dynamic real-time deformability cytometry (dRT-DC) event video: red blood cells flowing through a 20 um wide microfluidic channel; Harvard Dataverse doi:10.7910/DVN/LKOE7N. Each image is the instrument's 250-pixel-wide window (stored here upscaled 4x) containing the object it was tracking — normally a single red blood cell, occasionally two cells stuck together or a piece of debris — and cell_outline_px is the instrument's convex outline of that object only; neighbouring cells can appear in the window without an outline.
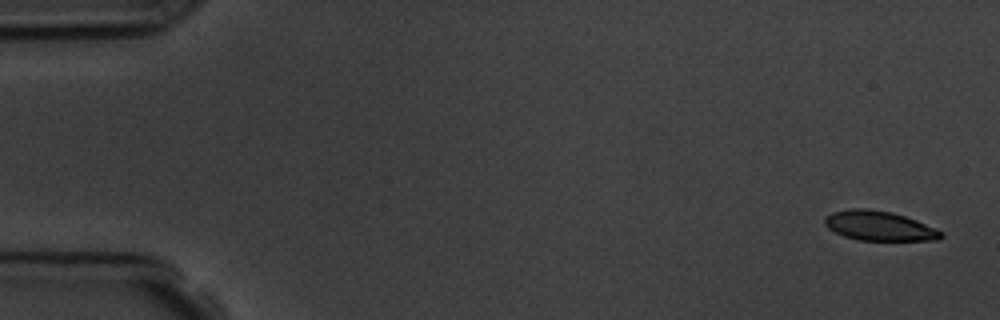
{"species": "common noctule bat (a hibernating species)", "species_latin": "Nyctalus noctula", "temperature_condition": "room temperature", "stored_images_in_passage": 5, "camera_frame_rate_fps": 3000, "um_per_image_px": 0.085, "animal": {"sex": "male", "body_mass_g": 19.5, "forearm_length_mm": 54.6}, "frame": {"image": 1, "passage_image": 1, "time_ms": 0.0, "image_size_px": [1000, 320], "cell_outline_px": [[944, 236], [936, 240], [856, 240], [844, 236], [828, 228], [824, 224], [824, 216], [832, 212], [852, 208], [864, 208], [892, 212], [916, 220], [944, 232]], "centroid_in_image_um": [74.71, 19.19], "position_along_channel_um": 10.3, "area_um2": 20.06}}
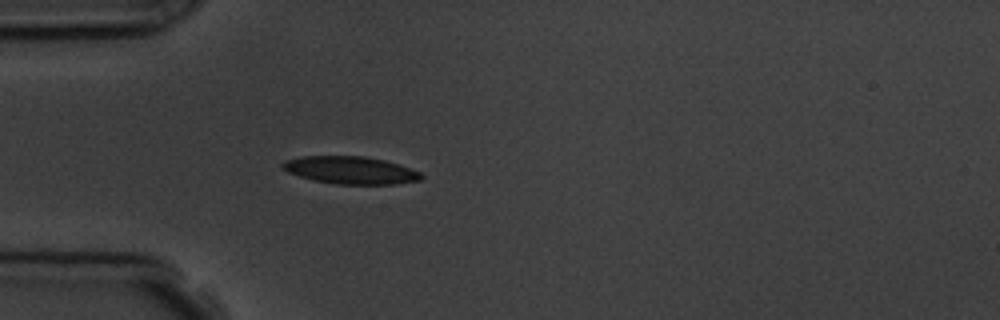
{"frame": {"image": 2, "passage_image": 5, "time_ms": 4.667, "image_size_px": [1000, 320], "cell_outline_px": [[424, 176], [420, 180], [396, 184], [336, 184], [312, 180], [288, 172], [280, 164], [284, 160], [304, 156], [364, 156], [384, 160], [400, 164], [420, 172]], "centroid_in_image_um": [29.81, 14.46], "position_along_channel_um": 55.2, "area_um2": 22.25}}